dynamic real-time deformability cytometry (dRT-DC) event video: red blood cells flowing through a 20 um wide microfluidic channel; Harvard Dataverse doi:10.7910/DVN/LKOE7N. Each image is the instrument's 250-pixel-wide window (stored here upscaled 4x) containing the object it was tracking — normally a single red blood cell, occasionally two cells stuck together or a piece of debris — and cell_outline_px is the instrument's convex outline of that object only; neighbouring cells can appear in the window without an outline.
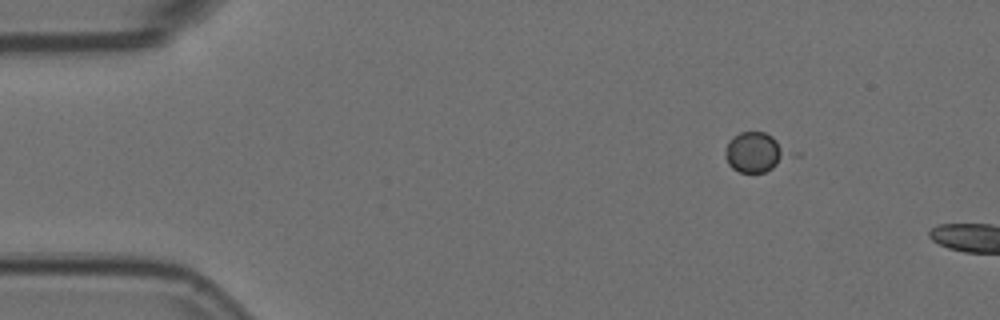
{"species": "Egyptian fruit bat (a non-hibernating species)", "species_latin": "Rousettus aegyptiacus", "temperature_condition": "room temperature", "stored_images_in_passage": 11, "camera_frame_rate_fps": 3000, "um_per_image_px": 0.085, "animal": {"sex": "female"}, "frame": {"image": 1, "passage_image": 8, "time_ms": 2.333, "image_size_px": [1000, 320], "cell_outline_px": [[788, 152], [772, 168], [764, 172], [740, 172], [732, 168], [728, 164], [724, 156], [724, 152], [728, 140], [740, 132], [764, 132], [772, 136]], "centroid_in_image_um": [64.04, 12.93], "position_along_channel_um": 21.0, "area_um2": 14.1}}